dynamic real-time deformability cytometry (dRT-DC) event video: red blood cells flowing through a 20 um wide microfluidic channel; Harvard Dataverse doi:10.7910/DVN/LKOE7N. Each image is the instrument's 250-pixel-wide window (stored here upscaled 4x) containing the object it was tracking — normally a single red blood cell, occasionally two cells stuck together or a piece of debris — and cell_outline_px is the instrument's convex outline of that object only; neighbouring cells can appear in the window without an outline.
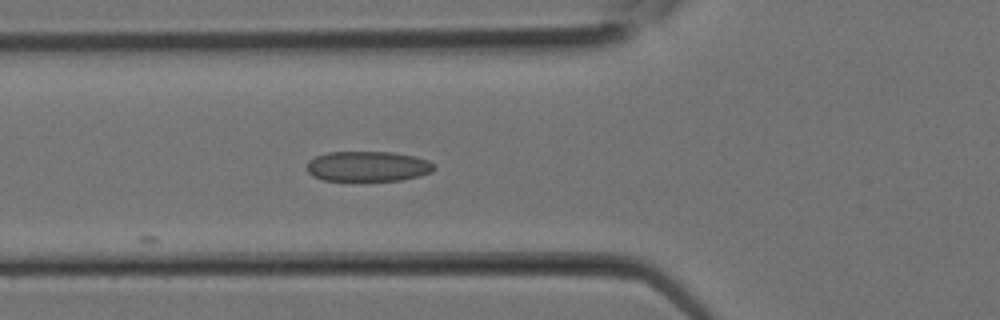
{"species": "Egyptian fruit bat (a non-hibernating species)", "species_latin": "Rousettus aegyptiacus", "temperature_condition": "room temperature", "stored_images_in_passage": 4, "camera_frame_rate_fps": 3000, "um_per_image_px": 0.085, "animal": {"sex": "female"}, "frame": {"image": 1, "passage_image": 4, "time_ms": 1.0, "image_size_px": [1000, 320], "cell_outline_px": [[436, 168], [432, 172], [420, 176], [400, 180], [324, 180], [312, 176], [308, 172], [308, 160], [316, 156], [328, 152], [392, 152], [416, 156], [428, 160]], "centroid_in_image_um": [31.28, 14.13], "position_along_channel_um": 94.5, "area_um2": 22.37}}